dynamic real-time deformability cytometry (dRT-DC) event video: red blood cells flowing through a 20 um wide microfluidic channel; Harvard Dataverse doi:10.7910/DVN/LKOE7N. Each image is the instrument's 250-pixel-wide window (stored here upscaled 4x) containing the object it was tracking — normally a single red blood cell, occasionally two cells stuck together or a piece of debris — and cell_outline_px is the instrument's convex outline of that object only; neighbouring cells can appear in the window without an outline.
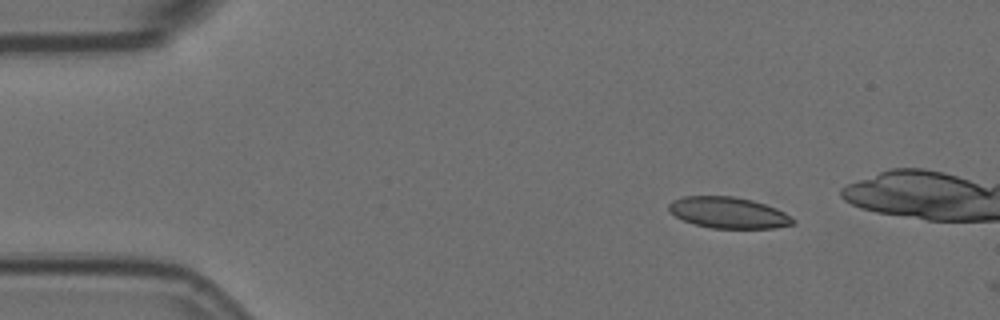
{"species": "Egyptian fruit bat (a non-hibernating species)", "species_latin": "Rousettus aegyptiacus", "temperature_condition": "room temperature", "stored_images_in_passage": 2, "camera_frame_rate_fps": 3000, "um_per_image_px": 0.085, "animal": {"sex": "female"}, "frame": {"image": 1, "passage_image": 1, "time_ms": 0.0, "image_size_px": [1000, 320], "cell_outline_px": [[796, 224], [772, 228], [712, 228], [696, 224], [684, 220], [676, 216], [668, 208], [668, 204], [672, 200], [684, 196], [732, 196], [752, 200], [776, 208], [784, 212], [796, 220]], "centroid_in_image_um": [61.94, 18.07], "position_along_channel_um": 23.1, "area_um2": 22.43}}